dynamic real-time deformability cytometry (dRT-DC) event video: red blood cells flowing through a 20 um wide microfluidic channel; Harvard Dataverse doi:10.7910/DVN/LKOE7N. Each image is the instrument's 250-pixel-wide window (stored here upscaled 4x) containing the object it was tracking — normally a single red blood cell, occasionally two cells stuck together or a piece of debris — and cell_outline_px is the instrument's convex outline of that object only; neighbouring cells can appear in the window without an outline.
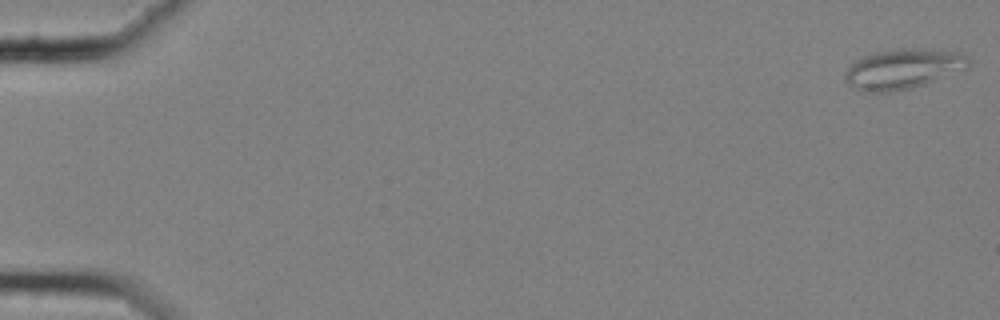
{"species": "common noctule bat (a hibernating species)", "species_latin": "Nyctalus noctula", "temperature_condition": "cold", "stored_images_in_passage": 11, "camera_frame_rate_fps": 3000, "um_per_image_px": 0.085, "animal": {"sex": "female", "body_mass_g": 25.1}, "frame": {"image": 1, "passage_image": 1, "time_ms": 0.0, "image_size_px": [1000, 320], "cell_outline_px": [[972, 64], [964, 68], [924, 84], [912, 88], [888, 92], [860, 92], [852, 88], [844, 80], [844, 72], [856, 60], [864, 56], [876, 52], [896, 48], [916, 48], [964, 52], [968, 56]], "centroid_in_image_um": [76.73, 5.85], "position_along_channel_um": 8.3, "area_um2": 28.96}}